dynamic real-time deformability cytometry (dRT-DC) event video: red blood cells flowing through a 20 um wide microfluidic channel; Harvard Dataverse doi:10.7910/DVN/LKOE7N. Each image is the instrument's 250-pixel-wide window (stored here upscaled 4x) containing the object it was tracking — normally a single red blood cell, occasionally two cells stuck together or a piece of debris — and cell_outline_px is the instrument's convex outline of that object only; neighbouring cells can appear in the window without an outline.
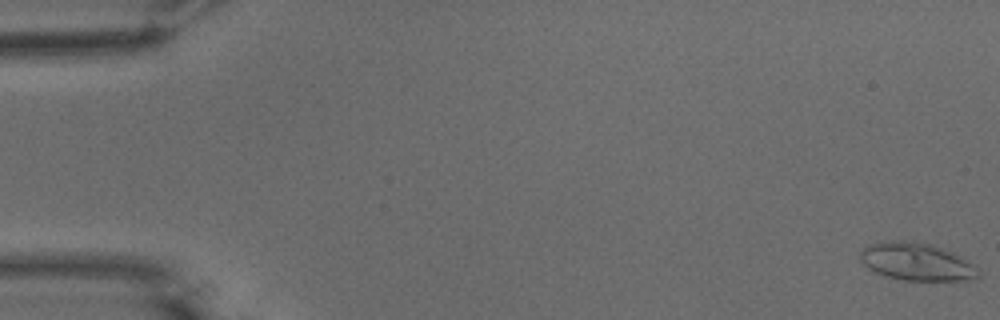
{"species": "common noctule bat (a hibernating species)", "species_latin": "Nyctalus noctula", "temperature_condition": "warm", "stored_images_in_passage": 55, "camera_frame_rate_fps": 3000, "um_per_image_px": 0.085, "animal": {"sex": "male", "body_mass_g": 15.6}, "frame": {"image": 1, "passage_image": 1, "time_ms": 0.0, "image_size_px": [1000, 320], "cell_outline_px": [[980, 272], [976, 276], [964, 280], [904, 280], [884, 276], [868, 268], [860, 260], [860, 252], [868, 244], [884, 240], [904, 240], [932, 244], [952, 252], [976, 264]], "centroid_in_image_um": [77.88, 22.23], "position_along_channel_um": 7.1, "area_um2": 26.01}}
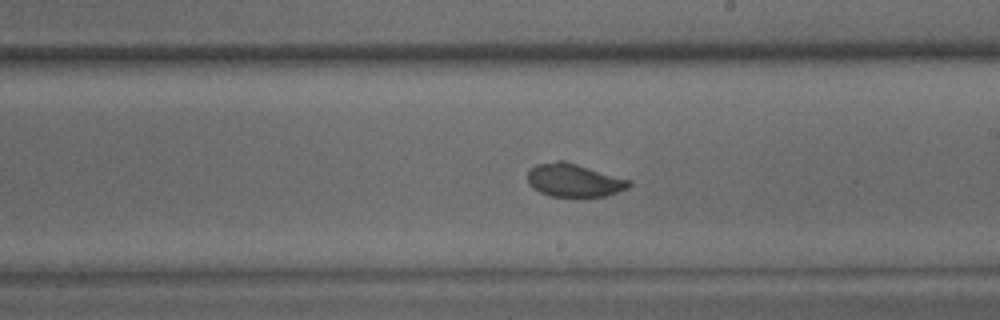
{"frame": {"image": 2, "passage_image": 32, "time_ms": 10.333, "image_size_px": [1000, 320], "cell_outline_px": [[632, 184], [628, 188], [608, 196], [552, 196], [540, 192], [532, 188], [528, 180], [528, 172], [536, 164], [556, 160], [564, 160], [632, 180]], "centroid_in_image_um": [48.82, 15.31], "position_along_channel_um": 240.2, "area_um2": 19.65}}
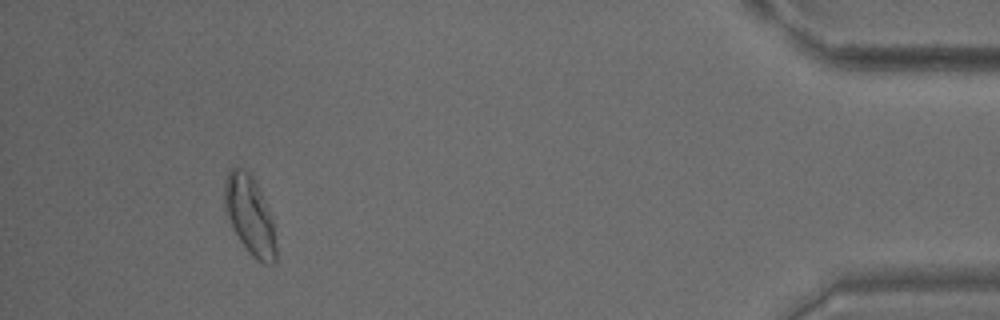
{"frame": {"image": 3, "passage_image": 51, "time_ms": 16.667, "image_size_px": [1000, 320], "cell_outline_px": [[276, 260], [272, 264], [264, 264], [256, 260], [248, 252], [232, 228], [224, 212], [224, 180], [228, 168], [236, 164], [248, 172], [256, 180], [260, 188], [272, 220], [276, 244]], "centroid_in_image_um": [21.19, 18.25], "position_along_channel_um": 414.0, "area_um2": 24.16}, "authors_computed_cell_mechanics": {"area_um2": 21.2704, "velocity_mm_per_s": 3.7258, "shape_relaxation_time_tau1_ms": 5.038, "shape_relaxation_time_tau2_ms": null, "deformation_change_tau1": 0.1318, "deformation_change_tau2": null}}